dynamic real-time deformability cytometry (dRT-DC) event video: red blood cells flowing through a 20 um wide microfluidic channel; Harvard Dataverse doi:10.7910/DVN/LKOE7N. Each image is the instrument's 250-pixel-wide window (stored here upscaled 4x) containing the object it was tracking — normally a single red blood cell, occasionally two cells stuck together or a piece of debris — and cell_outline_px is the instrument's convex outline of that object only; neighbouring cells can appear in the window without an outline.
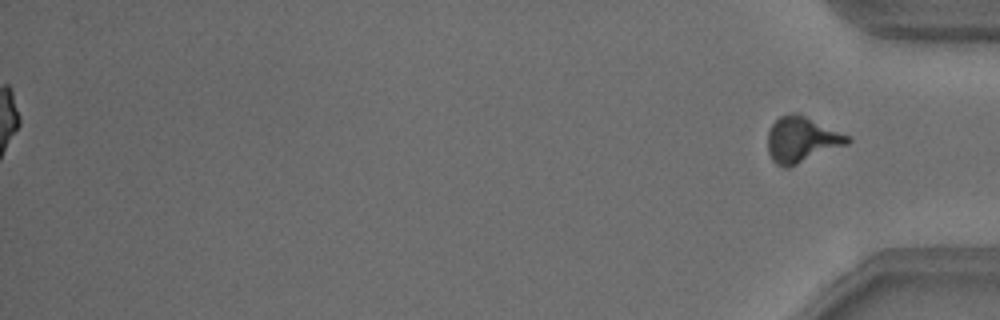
{"species": "common noctule bat (a hibernating species)", "species_latin": "Nyctalus noctula", "temperature_condition": "warm", "stored_images_in_passage": 39, "camera_frame_rate_fps": 3000, "um_per_image_px": 0.085, "animal": {"sex": "male", "body_mass_g": 18.8}, "frame": {"image": 1, "passage_image": 39, "time_ms": 12.667, "image_size_px": [1000, 320], "cell_outline_px": [[852, 140], [848, 144], [788, 168], [784, 168], [776, 164], [772, 160], [768, 152], [768, 132], [772, 124], [780, 116], [792, 112], [796, 112], [852, 136]], "centroid_in_image_um": [68.16, 11.87], "position_along_channel_um": 367.0, "area_um2": 21.44}, "authors_computed_cell_mechanics": {"area_um2": 15.606, "velocity_mm_per_s": 3.8305, "shape_relaxation_time_tau1_ms": 6.2085, "shape_relaxation_time_tau2_ms": 3.0967, "deformation_change_tau1": 0.1746, "deformation_change_tau2": 0.0931}}